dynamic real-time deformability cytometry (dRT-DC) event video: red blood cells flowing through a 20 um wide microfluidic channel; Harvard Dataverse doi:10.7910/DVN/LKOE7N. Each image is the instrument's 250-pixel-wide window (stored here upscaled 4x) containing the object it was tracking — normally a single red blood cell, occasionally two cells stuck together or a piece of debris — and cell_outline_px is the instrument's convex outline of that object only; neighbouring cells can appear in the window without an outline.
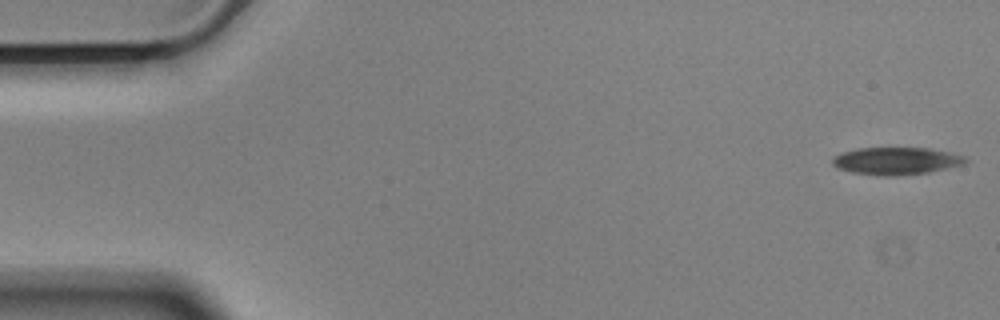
{"species": "Egyptian fruit bat (a non-hibernating species)", "species_latin": "Rousettus aegyptiacus", "temperature_condition": "cold", "stored_images_in_passage": 55, "camera_frame_rate_fps": 3000, "um_per_image_px": 0.085, "animal": {"sex": "male"}, "frame": {"image": 1, "passage_image": 1, "time_ms": 0.0, "image_size_px": [1000, 320], "cell_outline_px": [[968, 160], [964, 164], [948, 168], [928, 172], [896, 176], [884, 176], [852, 172], [836, 168], [832, 164], [832, 156], [840, 152], [856, 148], [928, 148], [948, 152], [964, 156]], "centroid_in_image_um": [76.13, 13.67], "position_along_channel_um": 8.9, "area_um2": 21.33}}
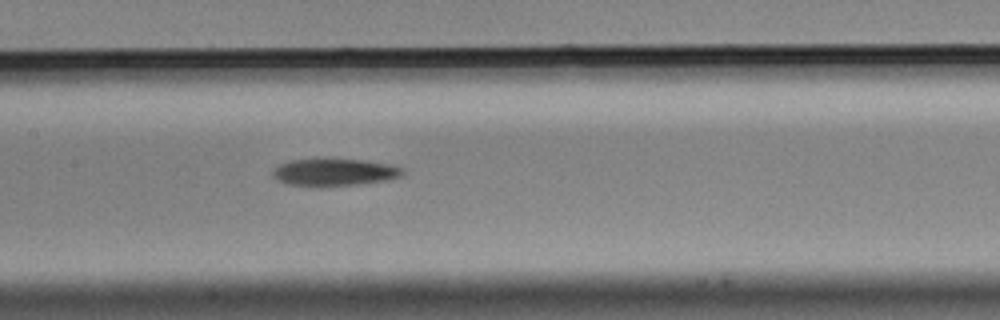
{"frame": {"image": 2, "passage_image": 26, "time_ms": 8.333, "image_size_px": [1000, 320], "cell_outline_px": [[404, 172], [400, 176], [384, 180], [356, 184], [320, 188], [288, 184], [276, 180], [272, 176], [272, 172], [280, 164], [292, 160], [360, 160], [388, 164], [404, 168]], "centroid_in_image_um": [28.37, 14.67], "position_along_channel_um": 179.0, "area_um2": 20.4}}
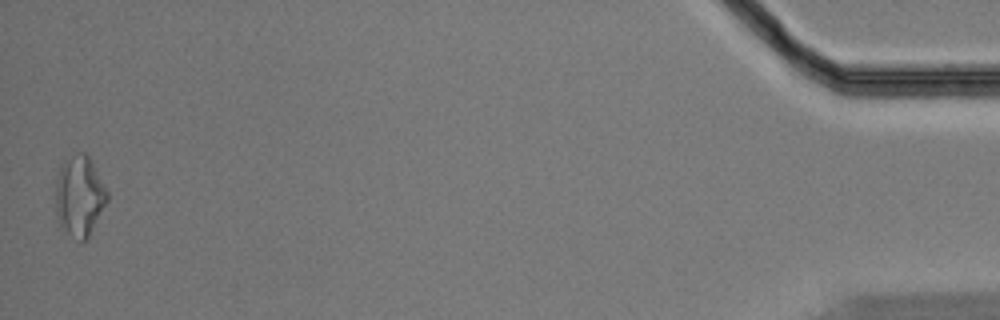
{"frame": {"image": 3, "passage_image": 55, "time_ms": 18.0, "image_size_px": [1000, 320], "cell_outline_px": [[108, 200], [88, 236], [84, 240], [80, 240], [60, 228], [56, 212], [56, 176], [60, 164], [64, 160], [80, 152], [84, 152], [92, 160], [108, 192]], "centroid_in_image_um": [6.74, 16.62], "position_along_channel_um": 428.5, "area_um2": 24.1}, "authors_computed_cell_mechanics": {"area_um2": 20.9236, "velocity_mm_per_s": 3.55, "shape_relaxation_time_tau1_ms": 6.1649, "shape_relaxation_time_tau2_ms": null, "deformation_change_tau1": 0.1696, "deformation_change_tau2": null}}